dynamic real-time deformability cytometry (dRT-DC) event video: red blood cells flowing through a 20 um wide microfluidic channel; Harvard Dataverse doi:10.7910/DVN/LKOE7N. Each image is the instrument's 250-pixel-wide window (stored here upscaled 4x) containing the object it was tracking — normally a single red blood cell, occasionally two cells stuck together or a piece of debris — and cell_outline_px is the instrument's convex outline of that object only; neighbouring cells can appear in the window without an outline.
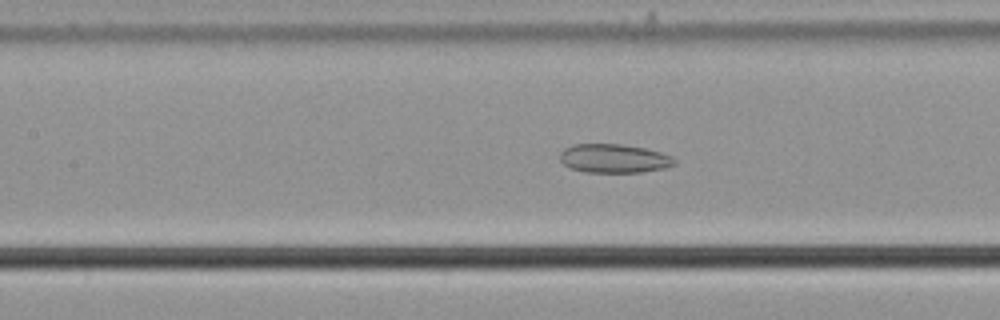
{"species": "common noctule bat (a hibernating species)", "species_latin": "Nyctalus noctula", "temperature_condition": "cold", "stored_images_in_passage": 55, "camera_frame_rate_fps": 3000, "um_per_image_px": 0.085, "animal": {"sex": "male", "body_mass_g": 21.5, "forearm_length_mm": 52.0}, "frame": {"image": 1, "passage_image": 25, "time_ms": 8.0, "image_size_px": [1000, 320], "cell_outline_px": [[676, 164], [664, 168], [640, 172], [584, 172], [568, 168], [560, 160], [560, 152], [564, 148], [572, 144], [620, 144], [644, 148], [660, 152], [672, 156], [676, 160]], "centroid_in_image_um": [52.16, 13.47], "position_along_channel_um": 155.2, "area_um2": 19.31}}
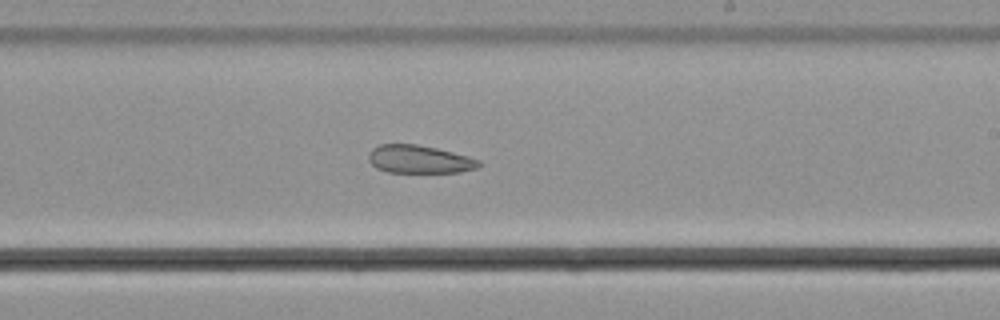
{"frame": {"image": 2, "passage_image": 33, "time_ms": 10.667, "image_size_px": [1000, 320], "cell_outline_px": [[480, 164], [476, 168], [460, 172], [388, 172], [376, 168], [368, 160], [368, 156], [372, 148], [380, 144], [416, 144], [436, 148], [468, 156], [480, 160]], "centroid_in_image_um": [35.62, 13.54], "position_along_channel_um": 253.4, "area_um2": 17.92}}
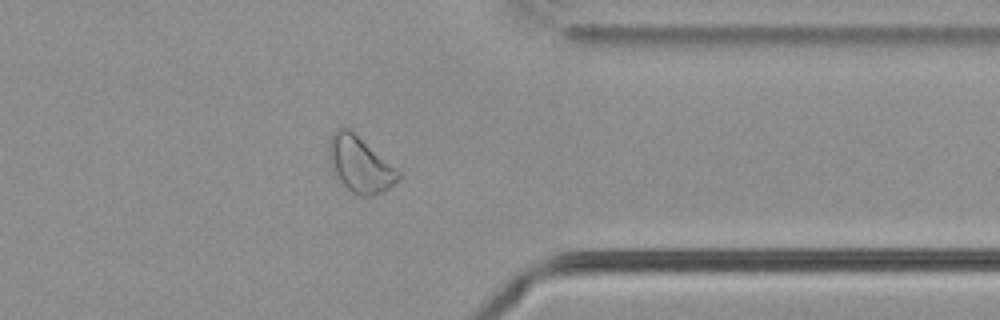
{"frame": {"image": 3, "passage_image": 44, "time_ms": 14.333, "image_size_px": [1000, 320], "cell_outline_px": [[400, 176], [384, 192], [372, 196], [360, 196], [352, 192], [336, 180], [332, 172], [328, 160], [328, 136], [336, 128], [348, 128], [396, 168], [400, 172]], "centroid_in_image_um": [30.51, 13.98], "position_along_channel_um": 380.9, "area_um2": 22.72}}